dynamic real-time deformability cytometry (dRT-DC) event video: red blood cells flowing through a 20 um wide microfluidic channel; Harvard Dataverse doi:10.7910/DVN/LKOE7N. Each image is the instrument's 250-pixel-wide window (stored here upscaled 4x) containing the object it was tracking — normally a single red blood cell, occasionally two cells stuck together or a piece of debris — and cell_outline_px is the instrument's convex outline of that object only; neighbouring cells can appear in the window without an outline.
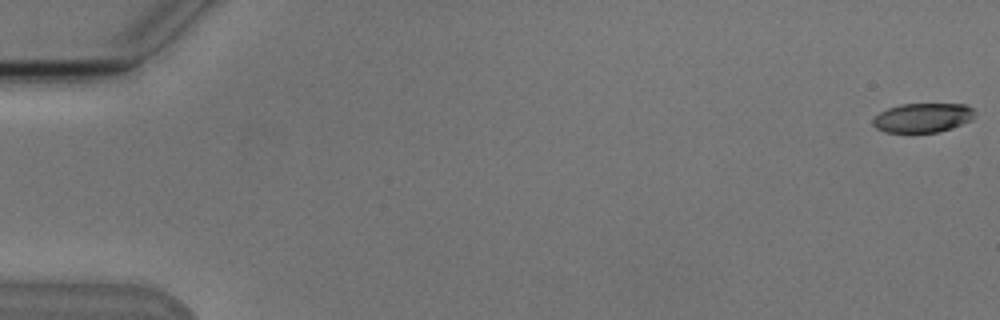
{"species": "Egyptian fruit bat (a non-hibernating species)", "species_latin": "Rousettus aegyptiacus", "temperature_condition": "cold", "stored_images_in_passage": 6, "camera_frame_rate_fps": 3000, "um_per_image_px": 0.085, "animal": {"sex": "male"}, "frame": {"image": 1, "passage_image": 1, "time_ms": 0.0, "image_size_px": [1000, 320], "cell_outline_px": [[972, 120], [952, 128], [936, 132], [884, 132], [876, 128], [872, 124], [872, 120], [880, 112], [888, 108], [900, 104], [964, 104], [972, 108]], "centroid_in_image_um": [78.39, 10.01], "position_along_channel_um": 6.6, "area_um2": 17.22}}